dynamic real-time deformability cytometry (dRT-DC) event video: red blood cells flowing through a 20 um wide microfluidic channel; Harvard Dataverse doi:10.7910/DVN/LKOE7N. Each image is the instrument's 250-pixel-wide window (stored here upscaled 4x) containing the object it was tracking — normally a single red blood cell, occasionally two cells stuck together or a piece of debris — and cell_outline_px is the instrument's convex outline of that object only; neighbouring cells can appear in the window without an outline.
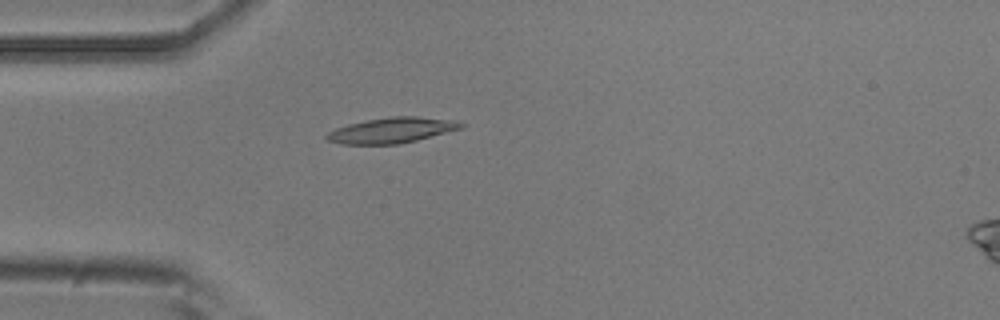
{"species": "common noctule bat (a hibernating species)", "species_latin": "Nyctalus noctula", "temperature_condition": "room temperature", "stored_images_in_passage": 4, "camera_frame_rate_fps": 3000, "um_per_image_px": 0.085, "animal": {"sex": "male", "body_mass_g": 20.5, "forearm_length_mm": 52.5}, "frame": {"image": 1, "passage_image": 4, "time_ms": 1.0, "image_size_px": [1000, 320], "cell_outline_px": [[464, 128], [400, 144], [340, 144], [328, 140], [324, 136], [328, 132], [336, 128], [348, 124], [388, 116], [416, 116], [456, 120], [464, 124]], "centroid_in_image_um": [33.32, 11.07], "position_along_channel_um": 51.7, "area_um2": 20.0}}